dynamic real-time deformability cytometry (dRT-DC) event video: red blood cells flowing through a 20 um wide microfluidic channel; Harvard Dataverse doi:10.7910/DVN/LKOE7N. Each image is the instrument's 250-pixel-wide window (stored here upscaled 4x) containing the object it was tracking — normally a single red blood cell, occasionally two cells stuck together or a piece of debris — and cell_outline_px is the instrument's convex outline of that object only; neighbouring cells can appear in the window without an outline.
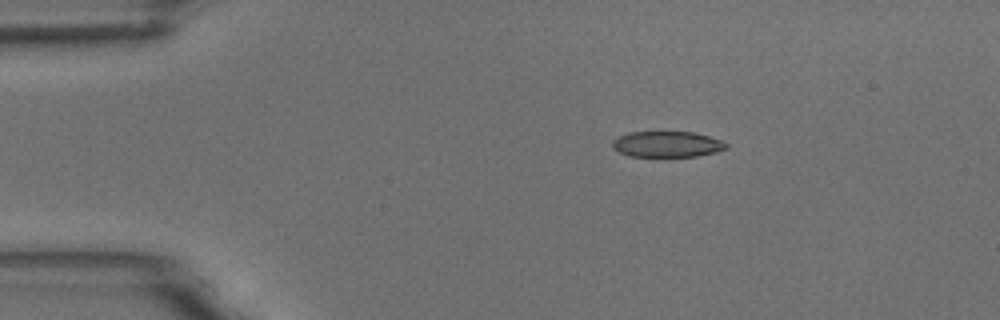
{"species": "common noctule bat (a hibernating species)", "species_latin": "Nyctalus noctula", "temperature_condition": "room temperature", "stored_images_in_passage": 4, "camera_frame_rate_fps": 3000, "um_per_image_px": 0.085, "animal": {"sex": "male", "body_mass_g": 18.8}, "frame": {"image": 1, "passage_image": 2, "time_ms": 1.333, "image_size_px": [1000, 320], "cell_outline_px": [[728, 148], [716, 152], [696, 156], [628, 156], [612, 148], [612, 140], [628, 132], [692, 132], [724, 140], [728, 144]], "centroid_in_image_um": [56.72, 12.25], "position_along_channel_um": 28.3, "area_um2": 17.17}}